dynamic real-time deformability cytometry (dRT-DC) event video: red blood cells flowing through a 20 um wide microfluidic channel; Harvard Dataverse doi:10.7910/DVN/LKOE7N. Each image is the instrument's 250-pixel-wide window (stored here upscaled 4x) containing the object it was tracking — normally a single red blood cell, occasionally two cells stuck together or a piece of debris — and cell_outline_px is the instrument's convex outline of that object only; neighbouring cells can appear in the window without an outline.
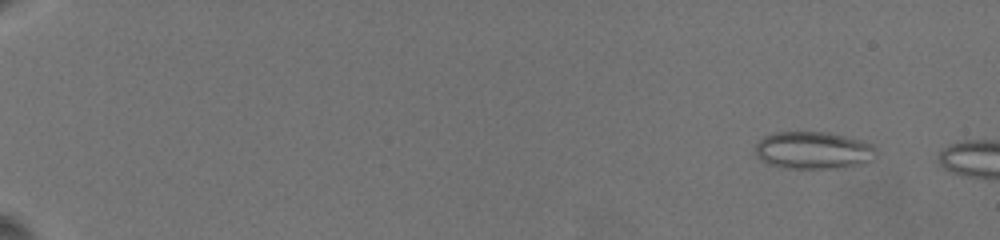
{"species": "common noctule bat (a hibernating species)", "species_latin": "Nyctalus noctula", "temperature_condition": "warm", "stored_images_in_passage": 20, "camera_frame_rate_fps": 3000, "um_per_image_px": 0.085, "animal": {"sex": "female", "body_mass_g": 19.5, "forearm_length_mm": 54.1}, "frame": {"image": 1, "passage_image": 6, "time_ms": 2.0, "image_size_px": [1000, 240], "cell_outline_px": [[876, 156], [872, 160], [840, 168], [784, 168], [768, 164], [760, 160], [756, 156], [756, 144], [764, 136], [776, 132], [828, 132], [860, 140], [872, 144], [876, 148]], "centroid_in_image_um": [69.11, 12.78], "position_along_channel_um": 15.9, "area_um2": 26.3}}